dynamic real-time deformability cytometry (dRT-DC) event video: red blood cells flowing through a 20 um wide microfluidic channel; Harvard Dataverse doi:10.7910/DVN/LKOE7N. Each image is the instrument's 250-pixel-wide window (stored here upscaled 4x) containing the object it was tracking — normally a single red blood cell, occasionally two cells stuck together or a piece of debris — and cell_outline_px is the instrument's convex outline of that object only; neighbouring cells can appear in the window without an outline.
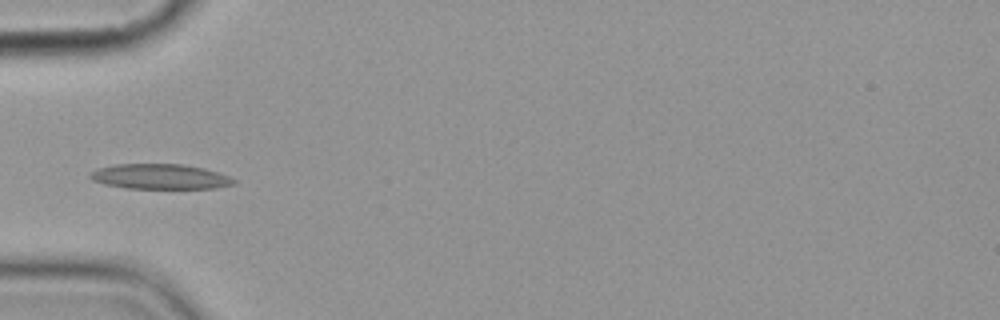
{"species": "common noctule bat (a hibernating species)", "species_latin": "Nyctalus noctula", "temperature_condition": "cold", "stored_images_in_passage": 7, "camera_frame_rate_fps": 3000, "um_per_image_px": 0.085, "animal": {"sex": "female", "body_mass_g": 19.9}, "frame": {"image": 1, "passage_image": 5, "time_ms": 4.667, "image_size_px": [1000, 320], "cell_outline_px": [[236, 184], [216, 188], [124, 188], [104, 184], [92, 180], [88, 176], [96, 168], [116, 164], [184, 164], [204, 168], [228, 176], [236, 180]], "centroid_in_image_um": [13.59, 15.01], "position_along_channel_um": 71.4, "area_um2": 21.04}}
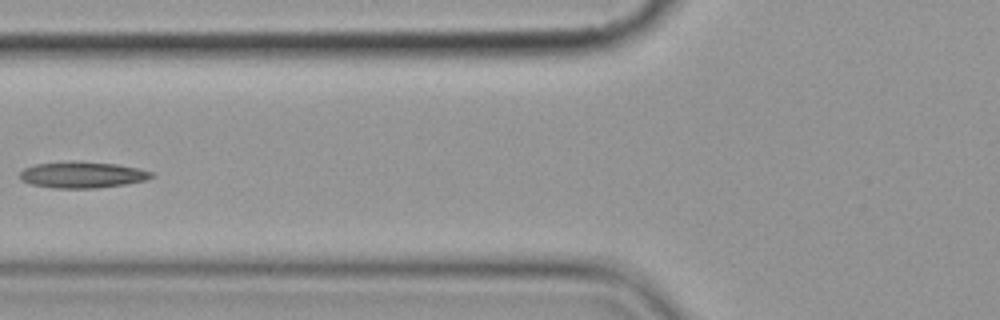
{"frame": {"image": 2, "passage_image": 6, "time_ms": 6.0, "image_size_px": [1000, 320], "cell_outline_px": [[156, 176], [148, 180], [124, 184], [96, 188], [52, 188], [32, 184], [20, 180], [20, 172], [24, 168], [36, 164], [116, 164], [140, 168], [152, 172]], "centroid_in_image_um": [7.06, 14.91], "position_along_channel_um": 118.7, "area_um2": 19.25}}
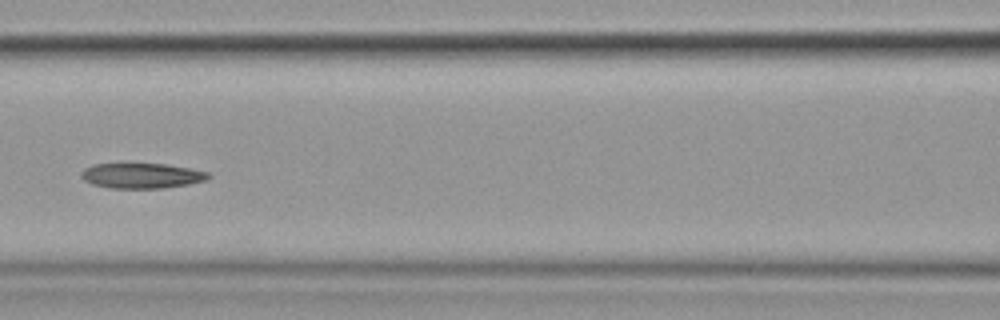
{"frame": {"image": 3, "passage_image": 7, "time_ms": 7.0, "image_size_px": [1000, 320], "cell_outline_px": [[212, 176], [208, 180], [188, 184], [164, 188], [112, 188], [92, 184], [84, 180], [80, 176], [80, 172], [84, 168], [92, 164], [164, 164], [188, 168], [208, 172]], "centroid_in_image_um": [12.04, 14.94], "position_along_channel_um": 154.6, "area_um2": 18.67}}